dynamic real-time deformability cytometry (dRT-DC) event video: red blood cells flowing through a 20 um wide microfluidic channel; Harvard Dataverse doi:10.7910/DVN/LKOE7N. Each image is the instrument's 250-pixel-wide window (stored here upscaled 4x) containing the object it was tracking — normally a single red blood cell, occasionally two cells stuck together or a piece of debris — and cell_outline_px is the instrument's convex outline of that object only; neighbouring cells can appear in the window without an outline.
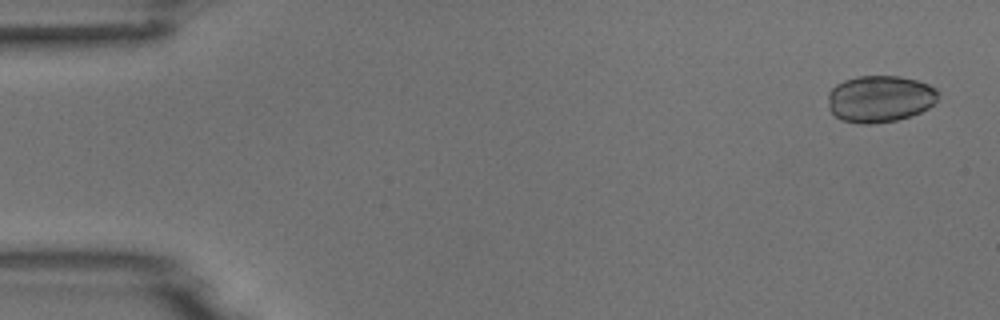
{"species": "common noctule bat (a hibernating species)", "species_latin": "Nyctalus noctula", "temperature_condition": "room temperature", "stored_images_in_passage": 7, "camera_frame_rate_fps": 3000, "um_per_image_px": 0.085, "animal": {"sex": "male", "body_mass_g": 18.8}, "frame": {"image": 1, "passage_image": 1, "time_ms": 0.0, "image_size_px": [1000, 320], "cell_outline_px": [[936, 100], [928, 108], [920, 112], [896, 120], [872, 124], [860, 124], [840, 120], [828, 108], [828, 92], [836, 84], [844, 80], [856, 76], [900, 76], [916, 80], [928, 84], [936, 88]], "centroid_in_image_um": [74.74, 8.4], "position_along_channel_um": 10.3, "area_um2": 30.06}}
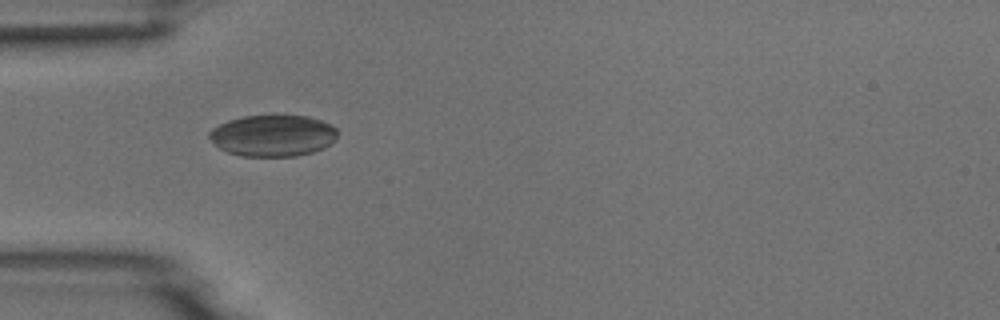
{"frame": {"image": 2, "passage_image": 5, "time_ms": 4.667, "image_size_px": [1000, 320], "cell_outline_px": [[336, 140], [312, 152], [296, 156], [240, 156], [228, 152], [220, 148], [208, 136], [208, 132], [212, 128], [228, 120], [244, 116], [308, 116], [332, 124], [336, 128]], "centroid_in_image_um": [23.18, 11.52], "position_along_channel_um": 61.8, "area_um2": 30.75}}